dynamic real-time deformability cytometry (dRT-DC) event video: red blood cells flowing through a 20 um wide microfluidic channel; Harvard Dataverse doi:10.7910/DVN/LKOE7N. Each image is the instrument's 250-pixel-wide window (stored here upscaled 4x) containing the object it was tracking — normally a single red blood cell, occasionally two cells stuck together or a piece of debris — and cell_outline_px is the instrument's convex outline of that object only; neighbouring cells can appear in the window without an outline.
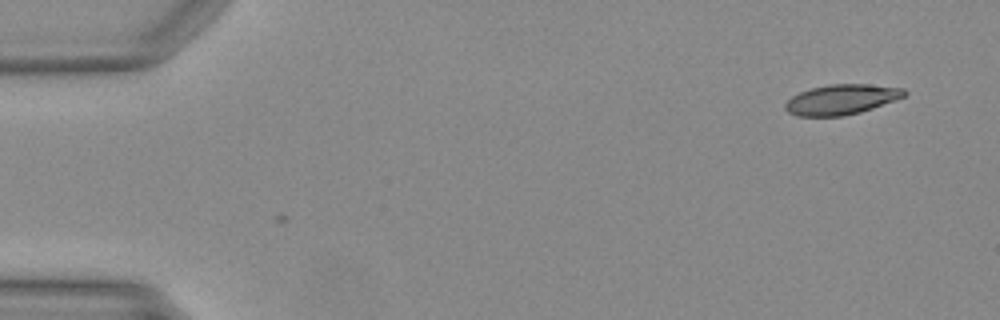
{"species": "Egyptian fruit bat (a non-hibernating species)", "species_latin": "Rousettus aegyptiacus", "temperature_condition": "warm", "stored_images_in_passage": 2, "camera_frame_rate_fps": 3000, "um_per_image_px": 0.085, "animal": {"sex": "female"}, "frame": {"image": 1, "passage_image": 2, "time_ms": 0.333, "image_size_px": [1000, 320], "cell_outline_px": [[908, 92], [904, 96], [896, 100], [860, 112], [844, 116], [796, 116], [788, 112], [784, 108], [784, 104], [792, 96], [800, 92], [812, 88], [832, 84], [868, 84], [904, 88]], "centroid_in_image_um": [71.52, 8.46], "position_along_channel_um": 13.5, "area_um2": 20.87}}